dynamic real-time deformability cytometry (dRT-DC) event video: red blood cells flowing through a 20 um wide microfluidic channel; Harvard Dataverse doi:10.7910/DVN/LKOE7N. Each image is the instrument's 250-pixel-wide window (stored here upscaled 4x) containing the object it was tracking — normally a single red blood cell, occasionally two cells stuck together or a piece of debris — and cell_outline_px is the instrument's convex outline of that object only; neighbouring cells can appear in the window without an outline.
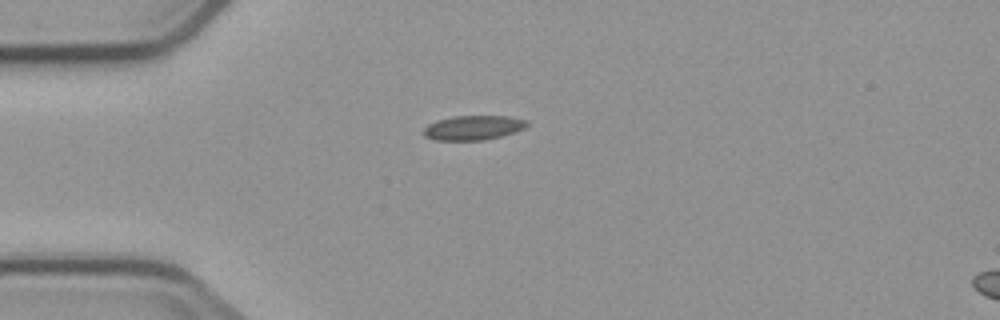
{"species": "common noctule bat (a hibernating species)", "species_latin": "Nyctalus noctula", "temperature_condition": "cold", "stored_images_in_passage": 6, "camera_frame_rate_fps": 3000, "um_per_image_px": 0.085, "animal": {"sex": "male", "body_mass_g": 23.1, "forearm_length_mm": 52.7}, "frame": {"image": 1, "passage_image": 1, "time_ms": 0.0, "image_size_px": [1000, 320], "cell_outline_px": [[528, 124], [524, 128], [500, 136], [484, 140], [436, 140], [424, 136], [424, 128], [428, 124], [436, 120], [452, 116], [508, 116], [528, 120]], "centroid_in_image_um": [40.2, 10.84], "position_along_channel_um": 44.8, "area_um2": 14.68}}
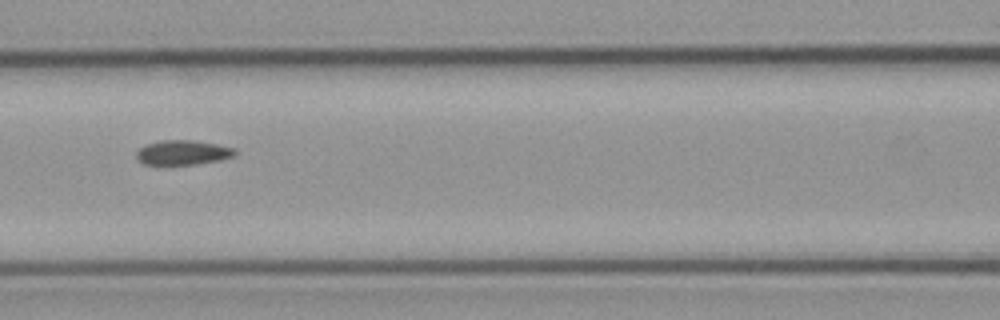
{"frame": {"image": 2, "passage_image": 4, "time_ms": 3.333, "image_size_px": [1000, 320], "cell_outline_px": [[236, 152], [232, 156], [220, 160], [196, 164], [144, 164], [136, 156], [136, 152], [144, 144], [160, 140], [196, 140], [236, 148]], "centroid_in_image_um": [15.54, 12.95], "position_along_channel_um": 151.1, "area_um2": 14.1}}
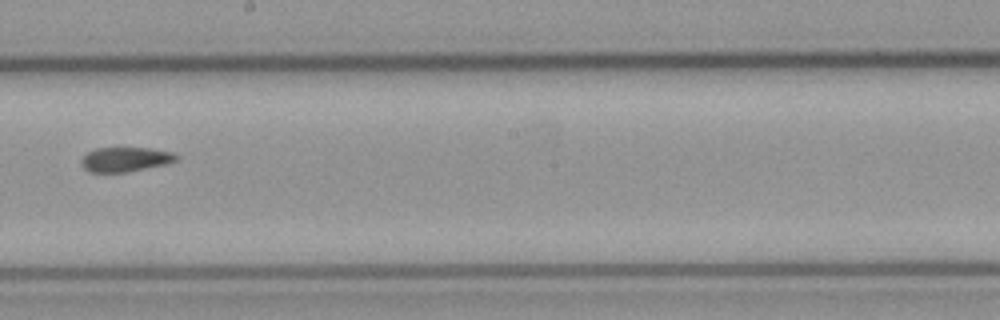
{"frame": {"image": 3, "passage_image": 6, "time_ms": 5.667, "image_size_px": [1000, 320], "cell_outline_px": [[180, 156], [176, 160], [164, 164], [124, 172], [88, 172], [80, 164], [80, 160], [88, 152], [96, 148], [152, 148], [172, 152]], "centroid_in_image_um": [10.62, 13.54], "position_along_channel_um": 237.6, "area_um2": 13.47}}